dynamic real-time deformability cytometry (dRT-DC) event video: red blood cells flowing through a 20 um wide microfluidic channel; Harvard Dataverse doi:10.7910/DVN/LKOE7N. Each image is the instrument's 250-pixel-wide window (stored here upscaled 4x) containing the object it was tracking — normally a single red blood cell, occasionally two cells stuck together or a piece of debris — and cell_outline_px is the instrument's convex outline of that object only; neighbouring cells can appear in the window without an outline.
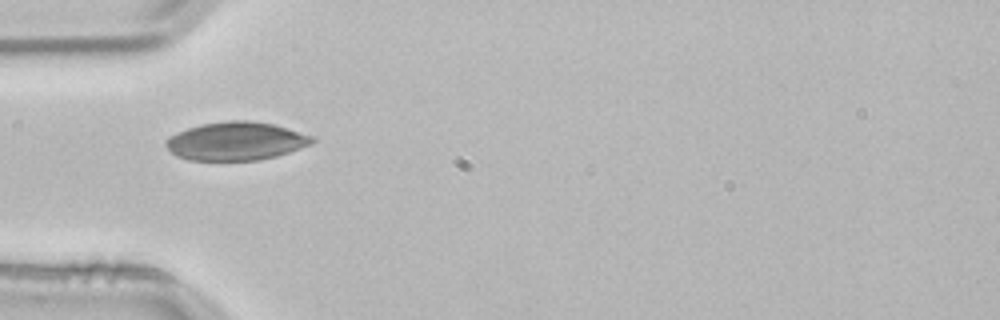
{"species": "common noctule bat (a hibernating species)", "species_latin": "Nyctalus noctula", "temperature_condition": "room temperature", "stored_images_in_passage": 4, "camera_frame_rate_fps": 3000, "um_per_image_px": 0.085, "animal": {"sex": "male", "body_mass_g": 21.5, "forearm_length_mm": 52.0}, "frame": {"image": 1, "passage_image": 4, "time_ms": 1.0, "image_size_px": [1000, 320], "cell_outline_px": [[316, 140], [312, 144], [276, 156], [260, 160], [188, 160], [176, 156], [164, 144], [164, 140], [188, 128], [200, 124], [228, 120], [248, 120], [272, 124], [288, 128], [316, 136]], "centroid_in_image_um": [20.09, 11.99], "position_along_channel_um": 64.9, "area_um2": 32.71}}